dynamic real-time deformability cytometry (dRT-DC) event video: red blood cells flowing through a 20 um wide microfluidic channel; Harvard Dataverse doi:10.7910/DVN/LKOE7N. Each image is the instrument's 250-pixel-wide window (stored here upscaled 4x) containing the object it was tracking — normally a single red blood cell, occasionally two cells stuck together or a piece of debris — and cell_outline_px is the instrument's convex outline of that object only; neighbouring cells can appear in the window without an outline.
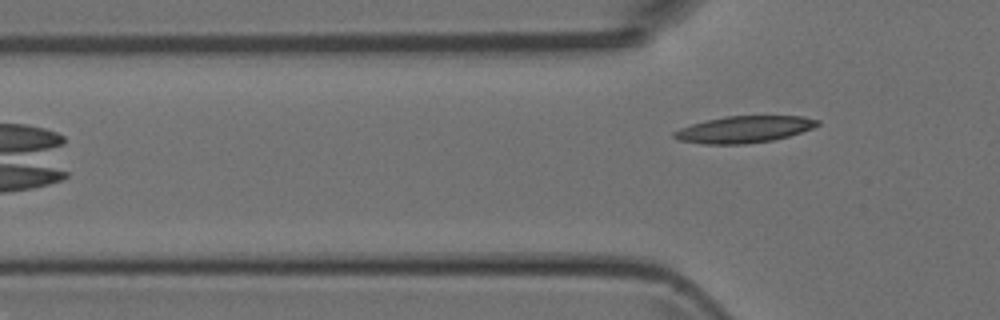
{"species": "Egyptian fruit bat (a non-hibernating species)", "species_latin": "Rousettus aegyptiacus", "temperature_condition": "room temperature", "stored_images_in_passage": 5, "camera_frame_rate_fps": 3000, "um_per_image_px": 0.085, "animal": {"sex": "female"}, "frame": {"image": 1, "passage_image": 5, "time_ms": 4.667, "image_size_px": [1000, 320], "cell_outline_px": [[820, 124], [812, 128], [788, 136], [772, 140], [744, 144], [704, 144], [676, 140], [672, 136], [672, 132], [680, 128], [704, 120], [724, 116], [804, 116], [820, 120]], "centroid_in_image_um": [63.21, 10.99], "position_along_channel_um": 62.6, "area_um2": 22.43}}